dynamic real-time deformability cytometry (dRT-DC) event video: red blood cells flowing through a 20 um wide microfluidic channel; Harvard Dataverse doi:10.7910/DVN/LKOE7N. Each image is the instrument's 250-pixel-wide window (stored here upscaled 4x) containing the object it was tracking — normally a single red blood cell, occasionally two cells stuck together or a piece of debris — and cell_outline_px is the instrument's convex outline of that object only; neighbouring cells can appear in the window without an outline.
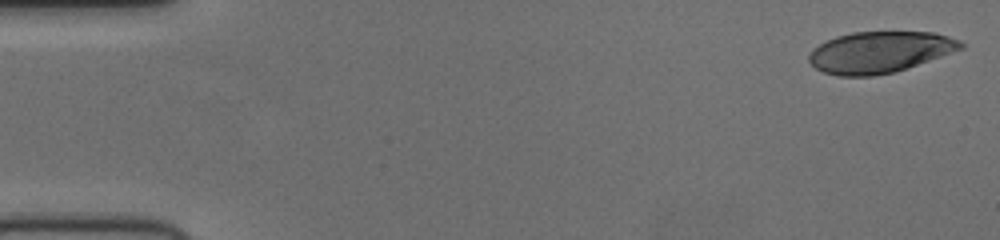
{"species": "human", "species_latin": "Homo sapiens", "temperature_condition": "cold", "stored_images_in_passage": 52, "camera_frame_rate_fps": 3000, "um_per_image_px": 0.085, "donor": {"sex": "female"}, "frame": {"image": 1, "passage_image": 1, "time_ms": 0.0, "image_size_px": [1000, 240], "cell_outline_px": [[964, 48], [892, 72], [872, 76], [836, 76], [824, 72], [816, 68], [808, 60], [808, 56], [812, 48], [836, 36], [852, 32], [936, 32], [960, 40], [964, 44]], "centroid_in_image_um": [74.74, 4.42], "position_along_channel_um": 10.3, "area_um2": 36.24}}
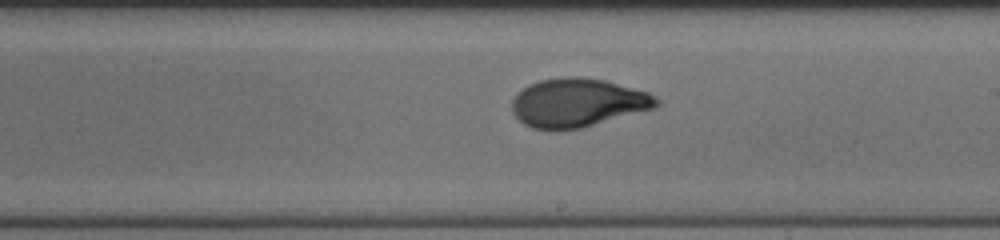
{"frame": {"image": 2, "passage_image": 30, "time_ms": 9.667, "image_size_px": [1000, 240], "cell_outline_px": [[660, 104], [656, 108], [580, 128], [532, 128], [524, 124], [512, 112], [512, 100], [516, 92], [528, 84], [540, 80], [564, 76], [580, 76], [604, 80], [648, 92], [656, 96], [660, 100]], "centroid_in_image_um": [49.11, 8.7], "position_along_channel_um": 239.9, "area_um2": 40.81}}
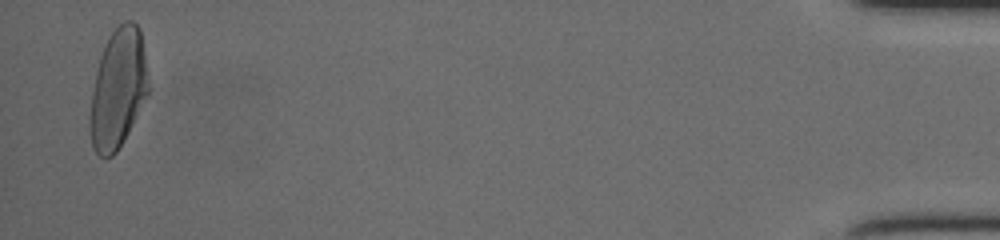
{"frame": {"image": 3, "passage_image": 51, "time_ms": 16.667, "image_size_px": [1000, 240], "cell_outline_px": [[148, 92], [128, 132], [116, 152], [112, 156], [100, 156], [92, 148], [88, 124], [88, 116], [92, 88], [100, 56], [104, 44], [108, 36], [124, 20], [132, 20], [140, 28], [144, 52], [148, 84]], "centroid_in_image_um": [9.99, 7.53], "position_along_channel_um": 425.2, "area_um2": 40.58}}